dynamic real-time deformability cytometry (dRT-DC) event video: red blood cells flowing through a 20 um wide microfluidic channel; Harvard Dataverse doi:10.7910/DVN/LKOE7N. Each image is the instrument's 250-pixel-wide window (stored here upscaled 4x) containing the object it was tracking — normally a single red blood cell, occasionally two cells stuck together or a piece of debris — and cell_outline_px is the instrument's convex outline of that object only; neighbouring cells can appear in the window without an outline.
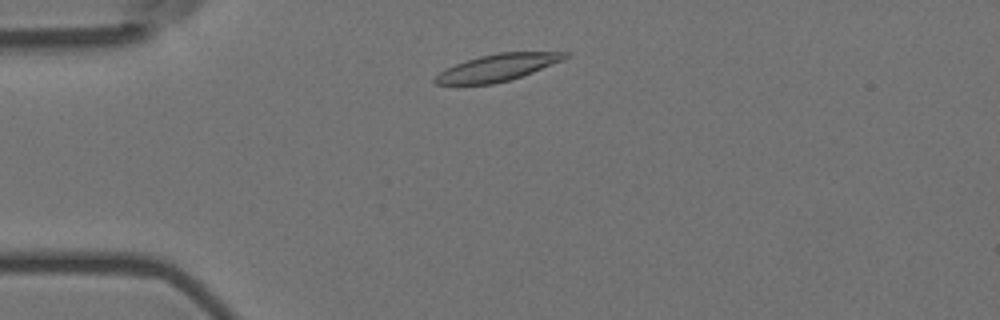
{"species": "Egyptian fruit bat (a non-hibernating species)", "species_latin": "Rousettus aegyptiacus", "temperature_condition": "room temperature", "stored_images_in_passage": 3, "camera_frame_rate_fps": 3000, "um_per_image_px": 0.085, "animal": {"sex": "female"}, "frame": {"image": 1, "passage_image": 2, "time_ms": 0.333, "image_size_px": [1000, 320], "cell_outline_px": [[568, 56], [564, 60], [532, 72], [508, 80], [492, 84], [436, 84], [432, 80], [440, 72], [456, 64], [480, 56], [500, 52], [568, 52]], "centroid_in_image_um": [42.3, 5.74], "position_along_channel_um": 42.7, "area_um2": 19.94}}